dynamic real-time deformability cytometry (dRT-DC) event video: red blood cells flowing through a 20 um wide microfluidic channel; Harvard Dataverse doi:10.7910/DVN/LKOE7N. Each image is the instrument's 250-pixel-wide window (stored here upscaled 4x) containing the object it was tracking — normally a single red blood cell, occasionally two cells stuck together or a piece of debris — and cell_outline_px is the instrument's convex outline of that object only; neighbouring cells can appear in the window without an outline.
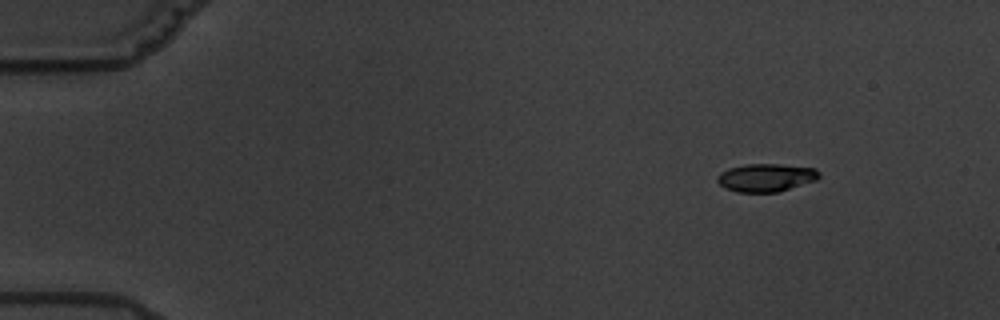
{"species": "common noctule bat (a hibernating species)", "species_latin": "Nyctalus noctula", "temperature_condition": "warm", "stored_images_in_passage": 5, "camera_frame_rate_fps": 3000, "um_per_image_px": 0.085, "animal": {"sex": "male", "body_mass_g": 19.5, "forearm_length_mm": 54.6}, "frame": {"image": 1, "passage_image": 1, "time_ms": 0.0, "image_size_px": [1000, 320], "cell_outline_px": [[820, 176], [816, 180], [780, 192], [736, 192], [724, 188], [716, 180], [716, 176], [720, 172], [728, 168], [744, 164], [780, 164], [816, 168], [820, 172]], "centroid_in_image_um": [65.1, 15.09], "position_along_channel_um": 19.9, "area_um2": 16.88}}